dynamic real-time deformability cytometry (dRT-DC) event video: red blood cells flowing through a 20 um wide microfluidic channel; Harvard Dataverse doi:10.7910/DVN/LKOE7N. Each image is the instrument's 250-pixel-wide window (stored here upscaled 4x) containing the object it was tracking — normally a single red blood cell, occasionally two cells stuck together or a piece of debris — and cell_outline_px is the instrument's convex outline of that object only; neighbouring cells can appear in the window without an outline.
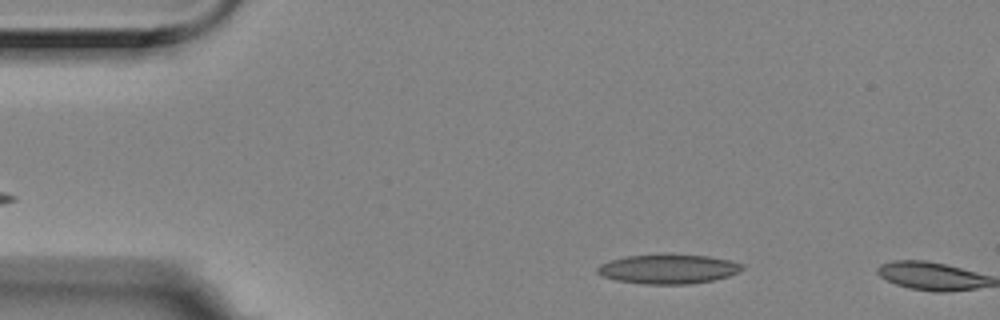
{"species": "Egyptian fruit bat (a non-hibernating species)", "species_latin": "Rousettus aegyptiacus", "temperature_condition": "room temperature", "stored_images_in_passage": 3, "camera_frame_rate_fps": 3000, "um_per_image_px": 0.085, "animal": {"sex": "female"}, "frame": {"image": 1, "passage_image": 3, "time_ms": 0.667, "image_size_px": [1000, 320], "cell_outline_px": [[744, 268], [740, 272], [728, 276], [712, 280], [692, 284], [644, 284], [616, 280], [600, 276], [596, 272], [596, 268], [600, 264], [608, 260], [624, 256], [660, 252], [664, 252], [708, 256], [732, 260], [744, 264]], "centroid_in_image_um": [56.78, 22.83], "position_along_channel_um": 28.2, "area_um2": 25.84}}